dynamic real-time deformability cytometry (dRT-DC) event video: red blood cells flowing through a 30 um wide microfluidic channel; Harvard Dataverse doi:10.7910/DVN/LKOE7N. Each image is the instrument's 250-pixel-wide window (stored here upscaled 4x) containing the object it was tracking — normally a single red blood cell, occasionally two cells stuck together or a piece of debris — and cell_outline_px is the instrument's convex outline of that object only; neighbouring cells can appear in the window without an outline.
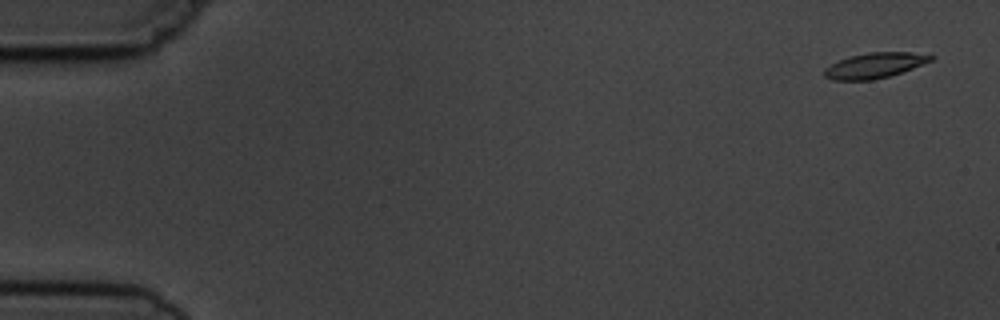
{"species": "common noctule bat (a hibernating species)", "species_latin": "Nyctalus noctula", "temperature_condition": "cold", "stored_images_in_passage": 6, "camera_frame_rate_fps": 3000, "um_per_image_px": 0.085, "animal": {"sex": "male", "body_mass_g": 19.5, "forearm_length_mm": 54.6}, "frame": {"image": 1, "passage_image": 1, "time_ms": 0.0, "image_size_px": [1000, 320], "cell_outline_px": [[936, 56], [932, 60], [912, 68], [888, 76], [872, 80], [832, 80], [824, 76], [824, 68], [840, 60], [852, 56], [868, 52], [912, 52]], "centroid_in_image_um": [74.34, 5.56], "position_along_channel_um": 10.7, "area_um2": 15.49}}
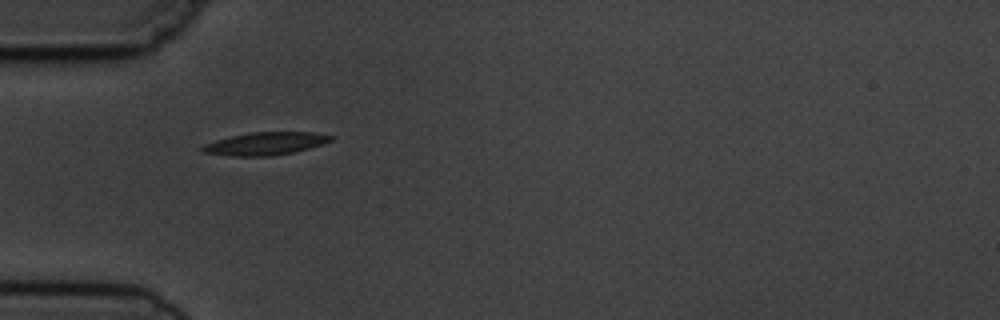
{"frame": {"image": 2, "passage_image": 5, "time_ms": 5.0, "image_size_px": [1000, 320], "cell_outline_px": [[332, 140], [308, 148], [292, 152], [268, 156], [232, 156], [204, 152], [200, 148], [204, 144], [216, 140], [232, 136], [252, 132], [312, 132], [332, 136]], "centroid_in_image_um": [22.52, 12.2], "position_along_channel_um": 62.5, "area_um2": 16.65}}
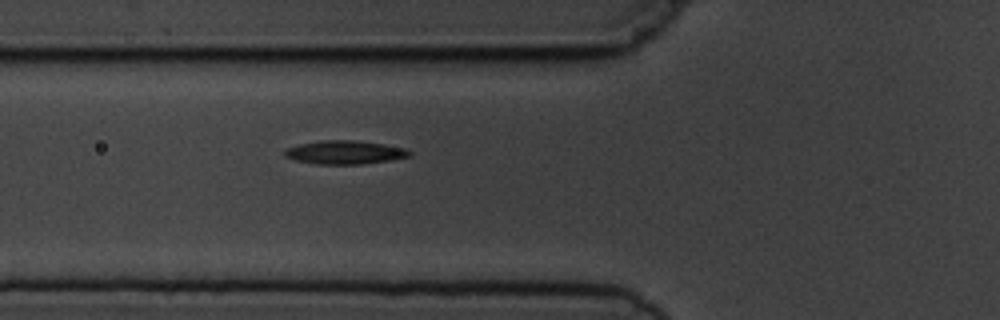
{"frame": {"image": 3, "passage_image": 6, "time_ms": 6.0, "image_size_px": [1000, 320], "cell_outline_px": [[412, 156], [392, 160], [360, 164], [316, 164], [296, 160], [284, 156], [284, 148], [296, 144], [320, 140], [356, 140], [384, 144], [404, 148], [412, 152]], "centroid_in_image_um": [29.28, 12.94], "position_along_channel_um": 96.5, "area_um2": 17.34}}